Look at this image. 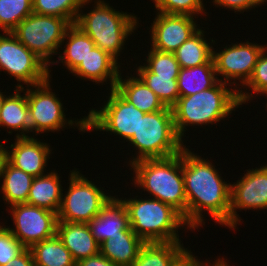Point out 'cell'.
I'll return each instance as SVG.
<instances>
[{"label": "cell", "mask_w": 267, "mask_h": 266, "mask_svg": "<svg viewBox=\"0 0 267 266\" xmlns=\"http://www.w3.org/2000/svg\"><path fill=\"white\" fill-rule=\"evenodd\" d=\"M120 200L127 209L130 228L144 242H181L176 231L187 226L183 216L158 199Z\"/></svg>", "instance_id": "cell-4"}, {"label": "cell", "mask_w": 267, "mask_h": 266, "mask_svg": "<svg viewBox=\"0 0 267 266\" xmlns=\"http://www.w3.org/2000/svg\"><path fill=\"white\" fill-rule=\"evenodd\" d=\"M49 80L50 78L32 86V88L35 87V89H26L30 132H35L37 134L48 131L55 132L64 128L67 124H69L68 126H73L74 123L79 127V131H87L85 117L75 122L72 119H65L66 115L63 110V103H61V100L51 91Z\"/></svg>", "instance_id": "cell-9"}, {"label": "cell", "mask_w": 267, "mask_h": 266, "mask_svg": "<svg viewBox=\"0 0 267 266\" xmlns=\"http://www.w3.org/2000/svg\"><path fill=\"white\" fill-rule=\"evenodd\" d=\"M211 263H201L192 252L187 251L173 266H209Z\"/></svg>", "instance_id": "cell-40"}, {"label": "cell", "mask_w": 267, "mask_h": 266, "mask_svg": "<svg viewBox=\"0 0 267 266\" xmlns=\"http://www.w3.org/2000/svg\"><path fill=\"white\" fill-rule=\"evenodd\" d=\"M130 165L135 172L134 185L146 190L152 198L171 205L187 224L182 151L171 157L143 159Z\"/></svg>", "instance_id": "cell-3"}, {"label": "cell", "mask_w": 267, "mask_h": 266, "mask_svg": "<svg viewBox=\"0 0 267 266\" xmlns=\"http://www.w3.org/2000/svg\"><path fill=\"white\" fill-rule=\"evenodd\" d=\"M189 15L158 12L151 26V48L162 52H174L199 29Z\"/></svg>", "instance_id": "cell-15"}, {"label": "cell", "mask_w": 267, "mask_h": 266, "mask_svg": "<svg viewBox=\"0 0 267 266\" xmlns=\"http://www.w3.org/2000/svg\"><path fill=\"white\" fill-rule=\"evenodd\" d=\"M144 242L129 228L120 235L102 242L99 252L118 266H130L138 256Z\"/></svg>", "instance_id": "cell-20"}, {"label": "cell", "mask_w": 267, "mask_h": 266, "mask_svg": "<svg viewBox=\"0 0 267 266\" xmlns=\"http://www.w3.org/2000/svg\"><path fill=\"white\" fill-rule=\"evenodd\" d=\"M10 209L15 229L7 228L24 248L56 235L57 213L27 203L12 205Z\"/></svg>", "instance_id": "cell-12"}, {"label": "cell", "mask_w": 267, "mask_h": 266, "mask_svg": "<svg viewBox=\"0 0 267 266\" xmlns=\"http://www.w3.org/2000/svg\"><path fill=\"white\" fill-rule=\"evenodd\" d=\"M182 158L187 228L196 229L205 224L203 210H207L217 223L230 228L231 184L222 180L209 160L201 158L189 148L182 150Z\"/></svg>", "instance_id": "cell-1"}, {"label": "cell", "mask_w": 267, "mask_h": 266, "mask_svg": "<svg viewBox=\"0 0 267 266\" xmlns=\"http://www.w3.org/2000/svg\"><path fill=\"white\" fill-rule=\"evenodd\" d=\"M71 24L62 17L31 13L22 20L11 33L35 53L48 66L59 63L51 62V57L64 43V35Z\"/></svg>", "instance_id": "cell-7"}, {"label": "cell", "mask_w": 267, "mask_h": 266, "mask_svg": "<svg viewBox=\"0 0 267 266\" xmlns=\"http://www.w3.org/2000/svg\"><path fill=\"white\" fill-rule=\"evenodd\" d=\"M1 192L5 203L12 205L27 203L34 177L4 161L1 171Z\"/></svg>", "instance_id": "cell-26"}, {"label": "cell", "mask_w": 267, "mask_h": 266, "mask_svg": "<svg viewBox=\"0 0 267 266\" xmlns=\"http://www.w3.org/2000/svg\"><path fill=\"white\" fill-rule=\"evenodd\" d=\"M115 88L137 109L145 113L160 111L166 107L158 96L137 76L136 78L135 76H127V79H122L120 73Z\"/></svg>", "instance_id": "cell-23"}, {"label": "cell", "mask_w": 267, "mask_h": 266, "mask_svg": "<svg viewBox=\"0 0 267 266\" xmlns=\"http://www.w3.org/2000/svg\"><path fill=\"white\" fill-rule=\"evenodd\" d=\"M137 69V76L158 96L167 107H172L179 99L178 77H158L144 65Z\"/></svg>", "instance_id": "cell-30"}, {"label": "cell", "mask_w": 267, "mask_h": 266, "mask_svg": "<svg viewBox=\"0 0 267 266\" xmlns=\"http://www.w3.org/2000/svg\"><path fill=\"white\" fill-rule=\"evenodd\" d=\"M59 178L55 171L34 177L27 204L42 207L58 214L64 196Z\"/></svg>", "instance_id": "cell-21"}, {"label": "cell", "mask_w": 267, "mask_h": 266, "mask_svg": "<svg viewBox=\"0 0 267 266\" xmlns=\"http://www.w3.org/2000/svg\"><path fill=\"white\" fill-rule=\"evenodd\" d=\"M56 234L76 263L99 253L100 245L92 235L88 223L58 221Z\"/></svg>", "instance_id": "cell-18"}, {"label": "cell", "mask_w": 267, "mask_h": 266, "mask_svg": "<svg viewBox=\"0 0 267 266\" xmlns=\"http://www.w3.org/2000/svg\"><path fill=\"white\" fill-rule=\"evenodd\" d=\"M16 142L6 150V160L14 167L33 177L45 175L44 169L51 150L49 144L31 137H16Z\"/></svg>", "instance_id": "cell-16"}, {"label": "cell", "mask_w": 267, "mask_h": 266, "mask_svg": "<svg viewBox=\"0 0 267 266\" xmlns=\"http://www.w3.org/2000/svg\"><path fill=\"white\" fill-rule=\"evenodd\" d=\"M204 31L199 29L174 51L180 68L199 66L205 63H214L213 47L204 38Z\"/></svg>", "instance_id": "cell-27"}, {"label": "cell", "mask_w": 267, "mask_h": 266, "mask_svg": "<svg viewBox=\"0 0 267 266\" xmlns=\"http://www.w3.org/2000/svg\"><path fill=\"white\" fill-rule=\"evenodd\" d=\"M7 35V36H4ZM0 34V69L32 87L50 77L48 65L11 33Z\"/></svg>", "instance_id": "cell-11"}, {"label": "cell", "mask_w": 267, "mask_h": 266, "mask_svg": "<svg viewBox=\"0 0 267 266\" xmlns=\"http://www.w3.org/2000/svg\"><path fill=\"white\" fill-rule=\"evenodd\" d=\"M224 48L218 53L213 49L212 58L217 76L222 74L224 79L220 81L227 85L230 79L235 81L237 79L241 80L240 84L244 86L250 79L260 54L266 47L247 41Z\"/></svg>", "instance_id": "cell-13"}, {"label": "cell", "mask_w": 267, "mask_h": 266, "mask_svg": "<svg viewBox=\"0 0 267 266\" xmlns=\"http://www.w3.org/2000/svg\"><path fill=\"white\" fill-rule=\"evenodd\" d=\"M25 248L4 225H0V266L11 263Z\"/></svg>", "instance_id": "cell-35"}, {"label": "cell", "mask_w": 267, "mask_h": 266, "mask_svg": "<svg viewBox=\"0 0 267 266\" xmlns=\"http://www.w3.org/2000/svg\"><path fill=\"white\" fill-rule=\"evenodd\" d=\"M147 64L144 65L158 77H178L180 65L172 52H162L151 48Z\"/></svg>", "instance_id": "cell-33"}, {"label": "cell", "mask_w": 267, "mask_h": 266, "mask_svg": "<svg viewBox=\"0 0 267 266\" xmlns=\"http://www.w3.org/2000/svg\"><path fill=\"white\" fill-rule=\"evenodd\" d=\"M258 208L267 209V165L248 169L237 183L231 184L230 228L235 230L241 221L237 209Z\"/></svg>", "instance_id": "cell-14"}, {"label": "cell", "mask_w": 267, "mask_h": 266, "mask_svg": "<svg viewBox=\"0 0 267 266\" xmlns=\"http://www.w3.org/2000/svg\"><path fill=\"white\" fill-rule=\"evenodd\" d=\"M267 0H261L262 4H265L264 2H266Z\"/></svg>", "instance_id": "cell-43"}, {"label": "cell", "mask_w": 267, "mask_h": 266, "mask_svg": "<svg viewBox=\"0 0 267 266\" xmlns=\"http://www.w3.org/2000/svg\"><path fill=\"white\" fill-rule=\"evenodd\" d=\"M119 67L120 65L112 56L95 46L72 73L81 79L99 84L110 79V87L113 89L119 78Z\"/></svg>", "instance_id": "cell-19"}, {"label": "cell", "mask_w": 267, "mask_h": 266, "mask_svg": "<svg viewBox=\"0 0 267 266\" xmlns=\"http://www.w3.org/2000/svg\"><path fill=\"white\" fill-rule=\"evenodd\" d=\"M88 226L100 245L102 242L120 235V231L130 228L127 209L119 198L113 196L100 214L88 223Z\"/></svg>", "instance_id": "cell-17"}, {"label": "cell", "mask_w": 267, "mask_h": 266, "mask_svg": "<svg viewBox=\"0 0 267 266\" xmlns=\"http://www.w3.org/2000/svg\"><path fill=\"white\" fill-rule=\"evenodd\" d=\"M35 266H76L69 250L57 234L30 248Z\"/></svg>", "instance_id": "cell-29"}, {"label": "cell", "mask_w": 267, "mask_h": 266, "mask_svg": "<svg viewBox=\"0 0 267 266\" xmlns=\"http://www.w3.org/2000/svg\"><path fill=\"white\" fill-rule=\"evenodd\" d=\"M227 83L218 81L213 87L190 96L179 97L171 107L177 135L182 139L189 125H207L224 120L239 105L253 96L242 90H232Z\"/></svg>", "instance_id": "cell-2"}, {"label": "cell", "mask_w": 267, "mask_h": 266, "mask_svg": "<svg viewBox=\"0 0 267 266\" xmlns=\"http://www.w3.org/2000/svg\"><path fill=\"white\" fill-rule=\"evenodd\" d=\"M187 251L181 242L144 243L130 266H173Z\"/></svg>", "instance_id": "cell-24"}, {"label": "cell", "mask_w": 267, "mask_h": 266, "mask_svg": "<svg viewBox=\"0 0 267 266\" xmlns=\"http://www.w3.org/2000/svg\"><path fill=\"white\" fill-rule=\"evenodd\" d=\"M251 88L253 93L267 94V46L260 54L257 63L254 67L253 73L244 85Z\"/></svg>", "instance_id": "cell-36"}, {"label": "cell", "mask_w": 267, "mask_h": 266, "mask_svg": "<svg viewBox=\"0 0 267 266\" xmlns=\"http://www.w3.org/2000/svg\"><path fill=\"white\" fill-rule=\"evenodd\" d=\"M95 4L88 14L80 11L74 24L118 62L124 42L137 28L138 20L135 15L116 11L104 0H97Z\"/></svg>", "instance_id": "cell-5"}, {"label": "cell", "mask_w": 267, "mask_h": 266, "mask_svg": "<svg viewBox=\"0 0 267 266\" xmlns=\"http://www.w3.org/2000/svg\"><path fill=\"white\" fill-rule=\"evenodd\" d=\"M68 39L59 61L72 73L85 60L89 52L96 46L93 40L75 24H71L65 32L63 40Z\"/></svg>", "instance_id": "cell-28"}, {"label": "cell", "mask_w": 267, "mask_h": 266, "mask_svg": "<svg viewBox=\"0 0 267 266\" xmlns=\"http://www.w3.org/2000/svg\"><path fill=\"white\" fill-rule=\"evenodd\" d=\"M92 0H32L33 13L65 18L74 24L80 8Z\"/></svg>", "instance_id": "cell-31"}, {"label": "cell", "mask_w": 267, "mask_h": 266, "mask_svg": "<svg viewBox=\"0 0 267 266\" xmlns=\"http://www.w3.org/2000/svg\"><path fill=\"white\" fill-rule=\"evenodd\" d=\"M138 151L129 164L143 159L166 158L181 153L186 147L177 135L172 109L145 113L140 118L137 132L128 140Z\"/></svg>", "instance_id": "cell-6"}, {"label": "cell", "mask_w": 267, "mask_h": 266, "mask_svg": "<svg viewBox=\"0 0 267 266\" xmlns=\"http://www.w3.org/2000/svg\"><path fill=\"white\" fill-rule=\"evenodd\" d=\"M5 98H6V95H4L3 92L0 91V111H1Z\"/></svg>", "instance_id": "cell-42"}, {"label": "cell", "mask_w": 267, "mask_h": 266, "mask_svg": "<svg viewBox=\"0 0 267 266\" xmlns=\"http://www.w3.org/2000/svg\"><path fill=\"white\" fill-rule=\"evenodd\" d=\"M3 266H35L30 248H25L19 255L13 258L11 263Z\"/></svg>", "instance_id": "cell-39"}, {"label": "cell", "mask_w": 267, "mask_h": 266, "mask_svg": "<svg viewBox=\"0 0 267 266\" xmlns=\"http://www.w3.org/2000/svg\"><path fill=\"white\" fill-rule=\"evenodd\" d=\"M33 13L32 0H0V29L11 32Z\"/></svg>", "instance_id": "cell-32"}, {"label": "cell", "mask_w": 267, "mask_h": 266, "mask_svg": "<svg viewBox=\"0 0 267 266\" xmlns=\"http://www.w3.org/2000/svg\"><path fill=\"white\" fill-rule=\"evenodd\" d=\"M159 12L166 14L189 15L194 17L196 14L204 12L203 0H153ZM194 15V16H193Z\"/></svg>", "instance_id": "cell-34"}, {"label": "cell", "mask_w": 267, "mask_h": 266, "mask_svg": "<svg viewBox=\"0 0 267 266\" xmlns=\"http://www.w3.org/2000/svg\"><path fill=\"white\" fill-rule=\"evenodd\" d=\"M8 147L4 148L3 145L0 143V179H1V171L2 166L4 164V161L6 160V149Z\"/></svg>", "instance_id": "cell-41"}, {"label": "cell", "mask_w": 267, "mask_h": 266, "mask_svg": "<svg viewBox=\"0 0 267 266\" xmlns=\"http://www.w3.org/2000/svg\"><path fill=\"white\" fill-rule=\"evenodd\" d=\"M110 96L100 110H90L86 116L88 130L112 132L128 141L138 130L140 118L145 112L140 111L129 102L115 87L110 89Z\"/></svg>", "instance_id": "cell-10"}, {"label": "cell", "mask_w": 267, "mask_h": 266, "mask_svg": "<svg viewBox=\"0 0 267 266\" xmlns=\"http://www.w3.org/2000/svg\"><path fill=\"white\" fill-rule=\"evenodd\" d=\"M213 3L221 7L224 6L226 9H232L234 12L246 11L247 9L255 8L256 6H261V0H213Z\"/></svg>", "instance_id": "cell-37"}, {"label": "cell", "mask_w": 267, "mask_h": 266, "mask_svg": "<svg viewBox=\"0 0 267 266\" xmlns=\"http://www.w3.org/2000/svg\"><path fill=\"white\" fill-rule=\"evenodd\" d=\"M69 188L58 212V221L89 223L113 196L104 193L77 170L70 171ZM81 174V175H80Z\"/></svg>", "instance_id": "cell-8"}, {"label": "cell", "mask_w": 267, "mask_h": 266, "mask_svg": "<svg viewBox=\"0 0 267 266\" xmlns=\"http://www.w3.org/2000/svg\"><path fill=\"white\" fill-rule=\"evenodd\" d=\"M22 91H25L24 87L19 83L15 93L6 96L0 111V127L21 131V135L16 134V137H29L26 135L30 130L28 103L26 92H24L25 96L20 95Z\"/></svg>", "instance_id": "cell-22"}, {"label": "cell", "mask_w": 267, "mask_h": 266, "mask_svg": "<svg viewBox=\"0 0 267 266\" xmlns=\"http://www.w3.org/2000/svg\"><path fill=\"white\" fill-rule=\"evenodd\" d=\"M219 80L214 63L180 68L177 78L179 96L185 97L213 87Z\"/></svg>", "instance_id": "cell-25"}, {"label": "cell", "mask_w": 267, "mask_h": 266, "mask_svg": "<svg viewBox=\"0 0 267 266\" xmlns=\"http://www.w3.org/2000/svg\"><path fill=\"white\" fill-rule=\"evenodd\" d=\"M76 266H118L100 252L94 256L82 259L76 263Z\"/></svg>", "instance_id": "cell-38"}]
</instances>
